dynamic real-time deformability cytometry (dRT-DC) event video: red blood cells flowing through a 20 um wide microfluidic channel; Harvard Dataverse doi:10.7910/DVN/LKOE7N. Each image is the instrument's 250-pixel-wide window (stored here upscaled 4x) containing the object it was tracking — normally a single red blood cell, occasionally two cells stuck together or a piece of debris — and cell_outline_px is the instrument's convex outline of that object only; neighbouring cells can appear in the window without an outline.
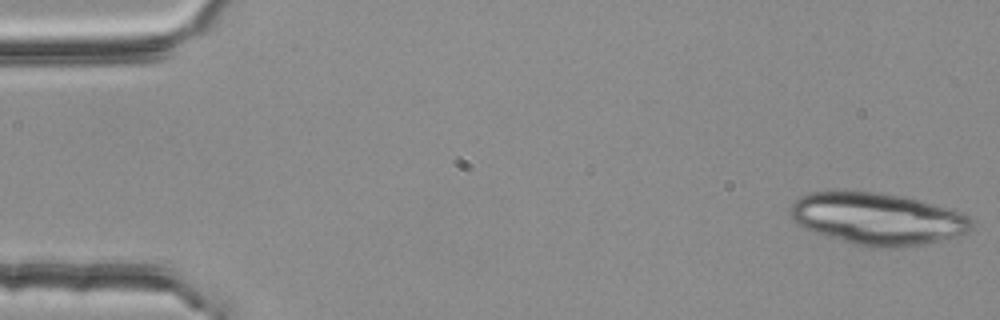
{"species": "common noctule bat (a hibernating species)", "species_latin": "Nyctalus noctula", "temperature_condition": "room temperature", "stored_images_in_passage": 19, "camera_frame_rate_fps": 3000, "um_per_image_px": 0.085, "animal": {"sex": "female", "body_mass_g": 25.1}, "frame": {"image": 1, "passage_image": 1, "time_ms": 0.0, "image_size_px": [1000, 320], "cell_outline_px": [[972, 228], [968, 232], [956, 236], [924, 244], [904, 248], [868, 248], [852, 244], [804, 228], [788, 212], [788, 208], [800, 196], [812, 192], [872, 192], [904, 196], [948, 208], [960, 212], [968, 216], [972, 220]], "centroid_in_image_um": [74.61, 18.61], "position_along_channel_um": 10.4, "area_um2": 54.68}}